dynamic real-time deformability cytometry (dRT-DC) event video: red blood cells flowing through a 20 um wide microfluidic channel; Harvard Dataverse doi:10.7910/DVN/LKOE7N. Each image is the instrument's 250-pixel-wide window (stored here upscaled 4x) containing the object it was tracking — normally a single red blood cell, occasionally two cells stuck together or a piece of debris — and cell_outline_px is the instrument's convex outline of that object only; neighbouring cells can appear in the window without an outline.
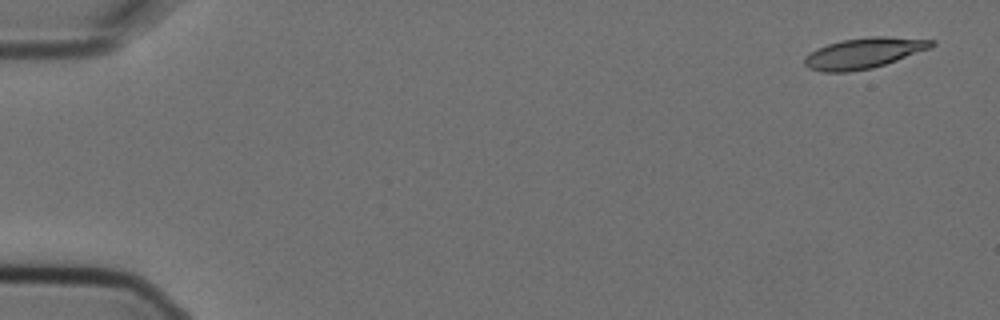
{"species": "Egyptian fruit bat (a non-hibernating species)", "species_latin": "Rousettus aegyptiacus", "temperature_condition": "cold", "stored_images_in_passage": 5, "camera_frame_rate_fps": 3000, "um_per_image_px": 0.085, "animal": {"sex": "female"}, "frame": {"image": 1, "passage_image": 1, "time_ms": 0.0, "image_size_px": [1000, 320], "cell_outline_px": [[936, 44], [932, 48], [872, 68], [848, 72], [820, 72], [808, 68], [804, 64], [804, 60], [816, 48], [828, 44], [844, 40], [872, 36], [888, 36], [936, 40]], "centroid_in_image_um": [73.46, 4.51], "position_along_channel_um": 11.5, "area_um2": 22.6}}
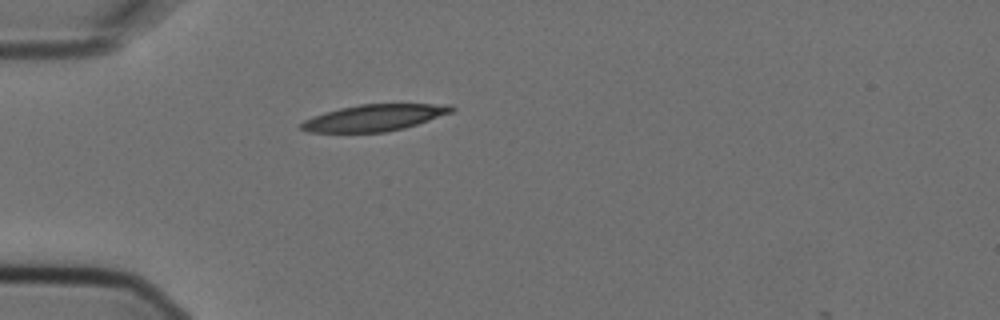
{"frame": {"image": 2, "passage_image": 5, "time_ms": 1.333, "image_size_px": [1000, 320], "cell_outline_px": [[456, 108], [452, 112], [404, 128], [384, 132], [308, 132], [300, 128], [300, 124], [304, 120], [312, 116], [340, 108], [360, 104], [452, 104]], "centroid_in_image_um": [31.81, 10.0], "position_along_channel_um": 53.2, "area_um2": 23.06}}